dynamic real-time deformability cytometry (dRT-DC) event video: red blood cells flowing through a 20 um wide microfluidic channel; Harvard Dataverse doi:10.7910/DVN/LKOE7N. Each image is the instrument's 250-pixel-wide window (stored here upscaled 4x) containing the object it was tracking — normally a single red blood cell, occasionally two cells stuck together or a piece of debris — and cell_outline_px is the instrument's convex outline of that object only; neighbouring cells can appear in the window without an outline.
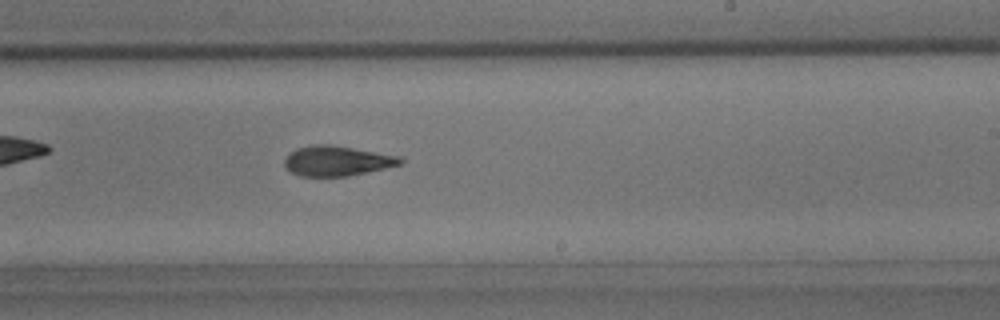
{"species": "common noctule bat (a hibernating species)", "species_latin": "Nyctalus noctula", "temperature_condition": "room temperature", "stored_images_in_passage": 35, "camera_frame_rate_fps": 3000, "um_per_image_px": 0.085, "animal": {"sex": "male", "body_mass_g": 15.6}, "frame": {"image": 1, "passage_image": 25, "time_ms": 8.0, "image_size_px": [1000, 320], "cell_outline_px": [[404, 160], [400, 164], [368, 172], [348, 176], [300, 176], [292, 172], [284, 164], [284, 160], [296, 148], [312, 144], [332, 144], [400, 156]], "centroid_in_image_um": [28.65, 13.66], "position_along_channel_um": 260.3, "area_um2": 20.17}}